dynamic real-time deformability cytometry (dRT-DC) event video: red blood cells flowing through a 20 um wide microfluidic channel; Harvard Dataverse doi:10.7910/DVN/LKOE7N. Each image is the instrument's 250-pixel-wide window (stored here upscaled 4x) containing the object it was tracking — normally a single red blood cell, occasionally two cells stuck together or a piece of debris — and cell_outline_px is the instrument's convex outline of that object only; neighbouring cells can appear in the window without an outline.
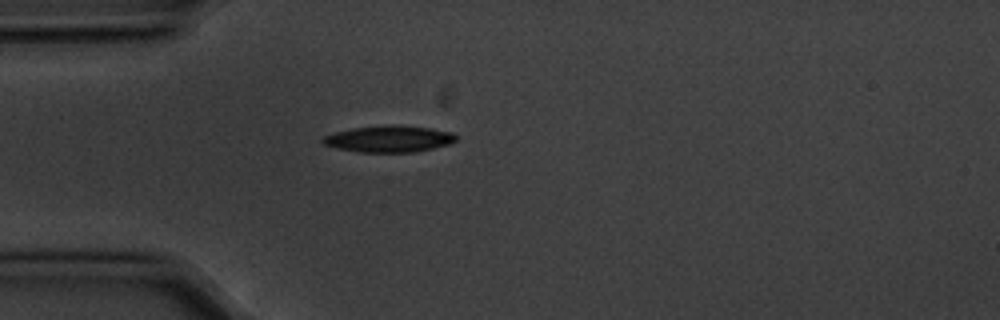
{"species": "common noctule bat (a hibernating species)", "species_latin": "Nyctalus noctula", "temperature_condition": "cold", "stored_images_in_passage": 1, "camera_frame_rate_fps": 3000, "um_per_image_px": 0.085, "animal": {"sex": "male", "body_mass_g": 20.1, "forearm_length_mm": 53.5}, "frame": {"image": 1, "passage_image": 1, "time_ms": 0.0, "image_size_px": [1000, 320], "cell_outline_px": [[456, 140], [448, 144], [416, 152], [360, 152], [336, 148], [324, 144], [320, 140], [324, 136], [336, 132], [352, 128], [392, 124], [428, 128], [452, 132], [456, 136]], "centroid_in_image_um": [33.04, 11.8], "position_along_channel_um": 52.0, "area_um2": 20.46}}